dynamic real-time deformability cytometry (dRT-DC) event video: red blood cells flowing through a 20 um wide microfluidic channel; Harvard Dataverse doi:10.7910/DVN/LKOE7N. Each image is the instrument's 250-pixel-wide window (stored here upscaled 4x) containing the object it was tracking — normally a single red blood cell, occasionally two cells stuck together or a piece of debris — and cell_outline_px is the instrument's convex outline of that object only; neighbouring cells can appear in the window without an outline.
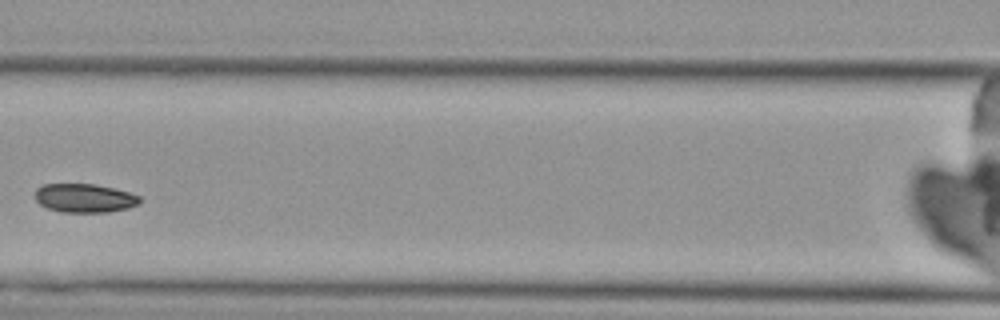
{"species": "Egyptian fruit bat (a non-hibernating species)", "species_latin": "Rousettus aegyptiacus", "temperature_condition": "cold", "stored_images_in_passage": 5, "camera_frame_rate_fps": 3000, "um_per_image_px": 0.085, "animal": {"sex": "female"}, "frame": {"image": 1, "passage_image": 4, "time_ms": 3.667, "image_size_px": [1000, 320], "cell_outline_px": [[140, 204], [128, 208], [108, 212], [60, 212], [48, 208], [40, 204], [36, 200], [36, 188], [44, 184], [96, 184], [128, 192], [140, 196]], "centroid_in_image_um": [7.19, 16.84], "position_along_channel_um": 159.4, "area_um2": 17.51}}
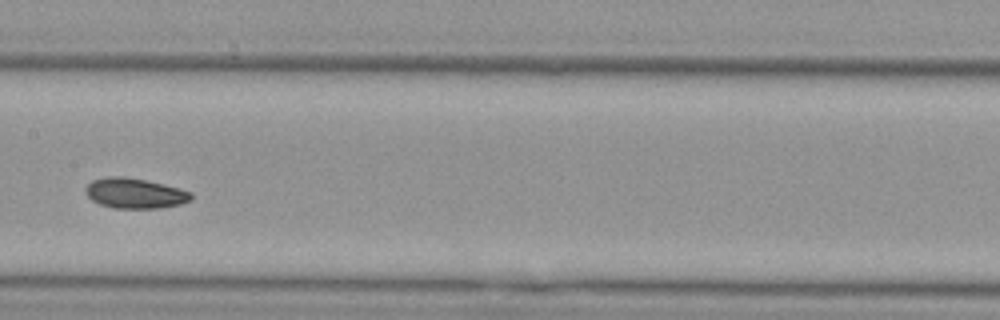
{"frame": {"image": 2, "passage_image": 5, "time_ms": 4.667, "image_size_px": [1000, 320], "cell_outline_px": [[192, 200], [180, 204], [160, 208], [112, 208], [100, 204], [92, 200], [84, 192], [84, 188], [92, 180], [108, 176], [124, 176], [144, 180], [180, 188], [192, 192]], "centroid_in_image_um": [11.45, 16.43], "position_along_channel_um": 196.0, "area_um2": 18.67}}